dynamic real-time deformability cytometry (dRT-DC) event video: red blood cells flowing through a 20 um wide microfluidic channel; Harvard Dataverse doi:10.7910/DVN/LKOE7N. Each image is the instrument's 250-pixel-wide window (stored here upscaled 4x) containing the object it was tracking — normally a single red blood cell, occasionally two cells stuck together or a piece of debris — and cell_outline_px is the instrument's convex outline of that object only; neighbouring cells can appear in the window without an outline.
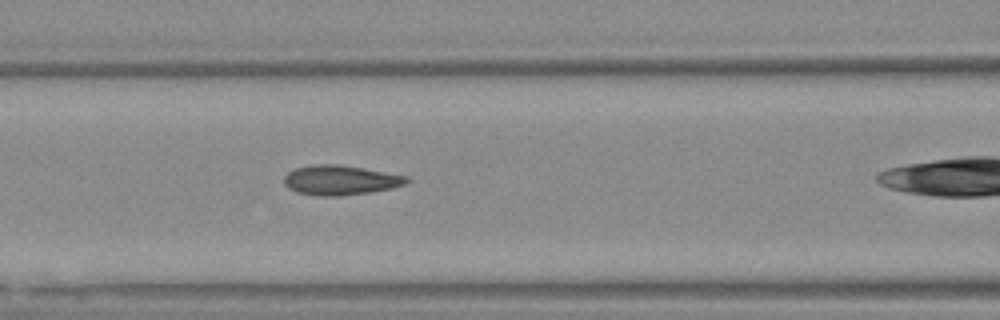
{"species": "Egyptian fruit bat (a non-hibernating species)", "species_latin": "Rousettus aegyptiacus", "temperature_condition": "warm", "stored_images_in_passage": 31, "camera_frame_rate_fps": 3000, "um_per_image_px": 0.085, "animal": {"sex": "female"}, "frame": {"image": 1, "passage_image": 10, "time_ms": 3.0, "image_size_px": [1000, 320], "cell_outline_px": [[412, 180], [404, 184], [392, 188], [372, 192], [336, 196], [320, 196], [296, 192], [288, 188], [284, 184], [284, 176], [288, 172], [296, 168], [312, 164], [340, 164], [408, 176]], "centroid_in_image_um": [28.93, 15.31], "position_along_channel_um": 137.7, "area_um2": 21.33}}
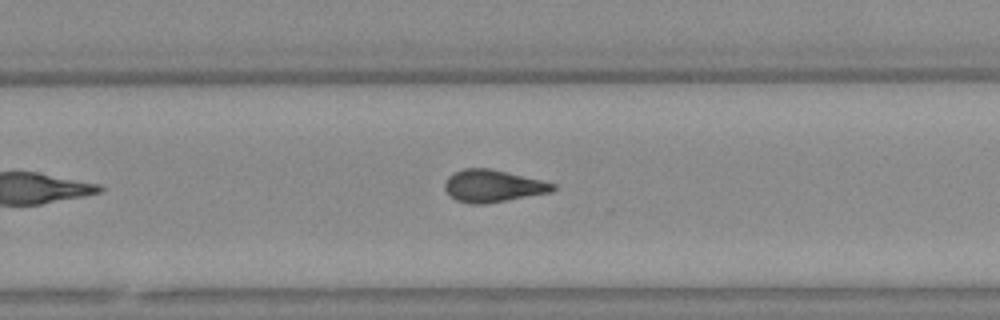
{"frame": {"image": 2, "passage_image": 22, "time_ms": 7.0, "image_size_px": [1000, 320], "cell_outline_px": [[556, 188], [552, 192], [488, 204], [468, 204], [456, 200], [448, 196], [444, 188], [444, 184], [448, 176], [452, 172], [464, 168], [488, 168], [508, 172], [556, 184]], "centroid_in_image_um": [41.85, 15.82], "position_along_channel_um": 287.9, "area_um2": 20.63}}